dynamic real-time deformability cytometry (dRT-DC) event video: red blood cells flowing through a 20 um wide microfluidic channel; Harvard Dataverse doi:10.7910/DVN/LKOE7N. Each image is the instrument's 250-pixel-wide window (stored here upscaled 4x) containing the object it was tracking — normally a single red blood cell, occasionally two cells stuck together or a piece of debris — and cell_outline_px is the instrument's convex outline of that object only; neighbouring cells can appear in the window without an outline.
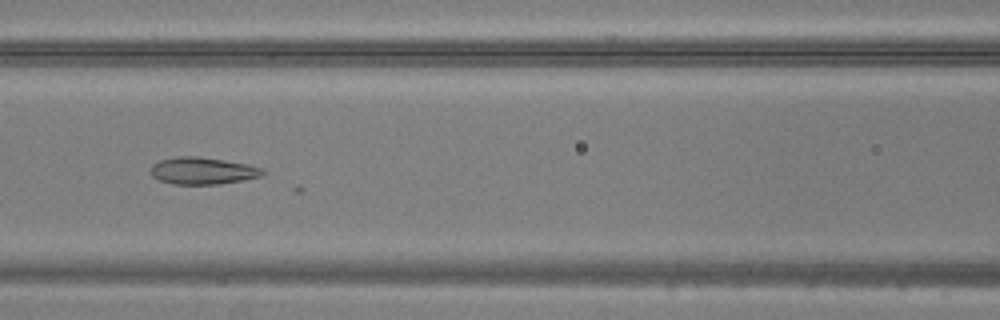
{"species": "common noctule bat (a hibernating species)", "species_latin": "Nyctalus noctula", "temperature_condition": "warm", "stored_images_in_passage": 37, "camera_frame_rate_fps": 3000, "um_per_image_px": 0.085, "animal": {"sex": "male", "body_mass_g": 20.5, "forearm_length_mm": 52.5}, "frame": {"image": 1, "passage_image": 22, "time_ms": 7.0, "image_size_px": [1000, 320], "cell_outline_px": [[264, 172], [260, 176], [220, 184], [172, 184], [160, 180], [152, 176], [152, 164], [160, 160], [176, 156], [196, 156], [224, 160], [248, 164], [264, 168]], "centroid_in_image_um": [17.22, 14.51], "position_along_channel_um": 149.4, "area_um2": 17.51}}
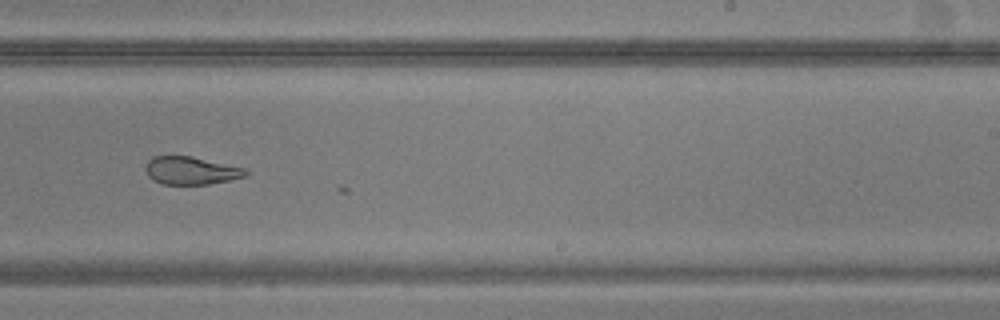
{"frame": {"image": 2, "passage_image": 31, "time_ms": 10.0, "image_size_px": [1000, 320], "cell_outline_px": [[248, 176], [208, 184], [164, 184], [152, 180], [148, 176], [144, 168], [144, 164], [152, 156], [192, 156], [244, 168], [248, 172]], "centroid_in_image_um": [16.19, 14.49], "position_along_channel_um": 272.8, "area_um2": 16.3}}